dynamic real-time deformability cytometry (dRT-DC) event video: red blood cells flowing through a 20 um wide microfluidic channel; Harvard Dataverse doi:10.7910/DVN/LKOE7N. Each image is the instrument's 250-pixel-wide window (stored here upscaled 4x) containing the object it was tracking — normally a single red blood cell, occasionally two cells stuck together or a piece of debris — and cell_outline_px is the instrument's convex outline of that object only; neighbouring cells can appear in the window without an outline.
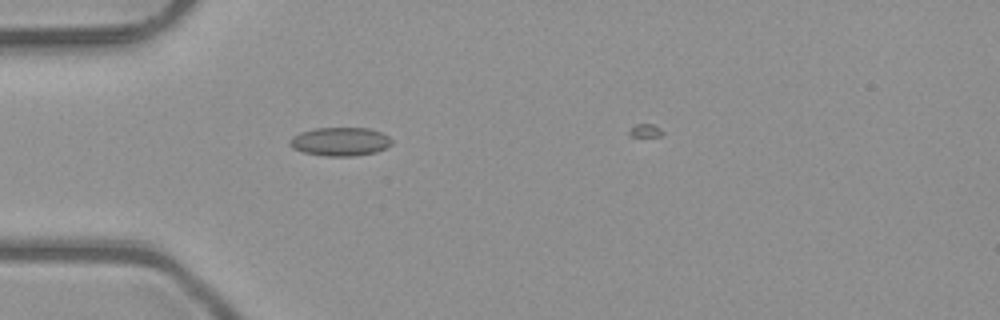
{"species": "common noctule bat (a hibernating species)", "species_latin": "Nyctalus noctula", "temperature_condition": "room temperature", "stored_images_in_passage": 3, "camera_frame_rate_fps": 3000, "um_per_image_px": 0.085, "animal": {"sex": "male", "body_mass_g": 23.1, "forearm_length_mm": 52.7}, "frame": {"image": 1, "passage_image": 3, "time_ms": 0.667, "image_size_px": [1000, 320], "cell_outline_px": [[392, 144], [376, 152], [352, 156], [328, 156], [304, 152], [292, 148], [288, 144], [288, 140], [292, 136], [300, 132], [316, 128], [368, 128], [380, 132], [388, 136], [392, 140]], "centroid_in_image_um": [28.88, 12.03], "position_along_channel_um": 56.1, "area_um2": 16.94}}